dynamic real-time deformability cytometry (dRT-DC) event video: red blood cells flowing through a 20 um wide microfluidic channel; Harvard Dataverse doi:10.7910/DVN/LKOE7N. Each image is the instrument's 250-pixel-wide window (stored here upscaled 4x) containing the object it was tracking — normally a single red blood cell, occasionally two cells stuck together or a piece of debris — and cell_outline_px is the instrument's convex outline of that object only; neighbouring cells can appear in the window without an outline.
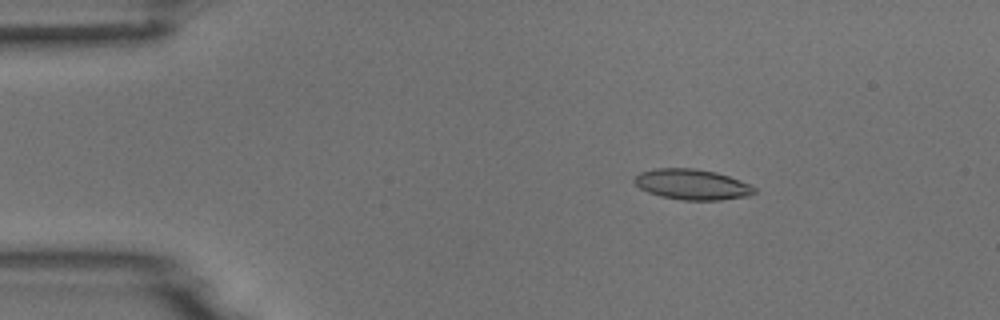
{"species": "common noctule bat (a hibernating species)", "species_latin": "Nyctalus noctula", "temperature_condition": "room temperature", "stored_images_in_passage": 54, "camera_frame_rate_fps": 3000, "um_per_image_px": 0.085, "animal": {"sex": "male", "body_mass_g": 18.8}, "frame": {"image": 1, "passage_image": 9, "time_ms": 2.667, "image_size_px": [1000, 320], "cell_outline_px": [[756, 192], [748, 196], [720, 200], [680, 200], [660, 196], [648, 192], [640, 188], [632, 180], [640, 172], [656, 168], [696, 168], [716, 172], [740, 180], [756, 188]], "centroid_in_image_um": [58.82, 15.67], "position_along_channel_um": 26.2, "area_um2": 21.39}}
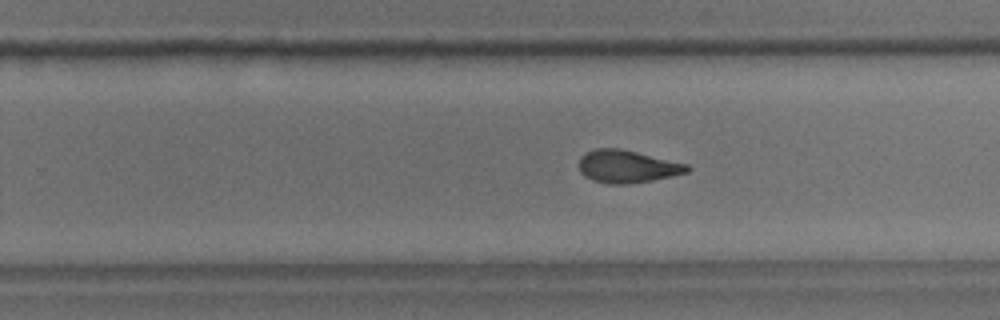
{"frame": {"image": 2, "passage_image": 34, "time_ms": 11.0, "image_size_px": [1000, 320], "cell_outline_px": [[692, 168], [688, 172], [672, 176], [652, 180], [628, 184], [608, 184], [592, 180], [584, 176], [580, 172], [580, 156], [584, 152], [596, 148], [620, 148], [688, 164]], "centroid_in_image_um": [53.3, 14.15], "position_along_channel_um": 276.5, "area_um2": 20.69}}
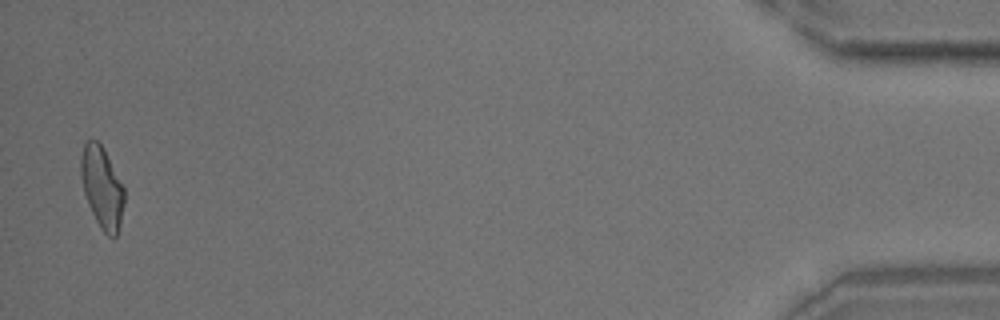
{"frame": {"image": 3, "passage_image": 53, "time_ms": 17.333, "image_size_px": [1000, 320], "cell_outline_px": [[124, 204], [120, 224], [116, 236], [112, 240], [100, 228], [88, 204], [84, 192], [80, 176], [80, 156], [84, 144], [88, 140], [96, 140], [104, 148], [124, 188]], "centroid_in_image_um": [8.66, 15.94], "position_along_channel_um": 426.5, "area_um2": 20.63}}